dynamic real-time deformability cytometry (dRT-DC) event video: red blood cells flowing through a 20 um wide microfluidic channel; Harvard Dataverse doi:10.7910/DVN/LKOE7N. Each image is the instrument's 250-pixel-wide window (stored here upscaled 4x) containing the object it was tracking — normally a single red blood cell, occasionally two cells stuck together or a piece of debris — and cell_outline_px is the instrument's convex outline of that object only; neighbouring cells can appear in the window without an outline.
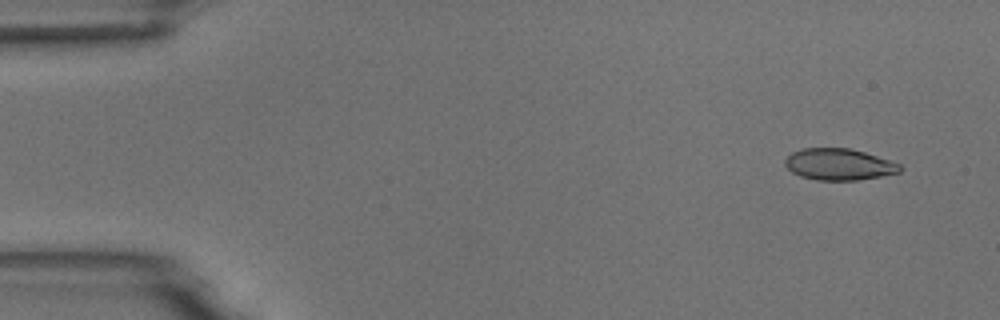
{"species": "common noctule bat (a hibernating species)", "species_latin": "Nyctalus noctula", "temperature_condition": "room temperature", "stored_images_in_passage": 7, "camera_frame_rate_fps": 3000, "um_per_image_px": 0.085, "animal": {"sex": "male", "body_mass_g": 18.8}, "frame": {"image": 1, "passage_image": 2, "time_ms": 1.0, "image_size_px": [1000, 320], "cell_outline_px": [[904, 168], [900, 172], [880, 176], [856, 180], [816, 180], [800, 176], [792, 172], [784, 164], [784, 160], [792, 152], [804, 148], [848, 148], [864, 152], [900, 164]], "centroid_in_image_um": [71.3, 13.97], "position_along_channel_um": 13.7, "area_um2": 20.98}}
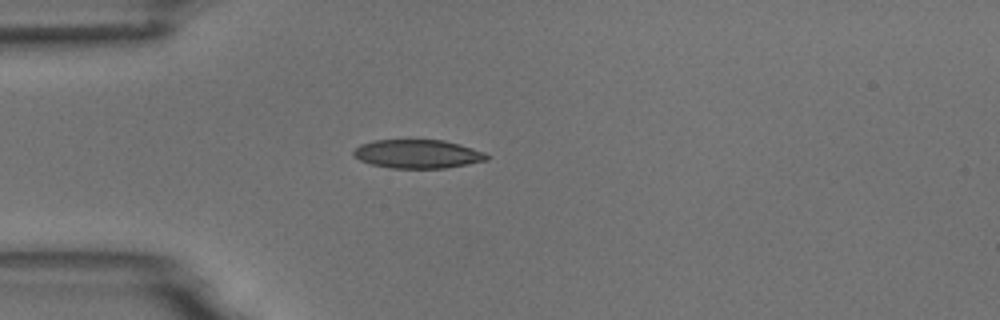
{"frame": {"image": 2, "passage_image": 5, "time_ms": 4.667, "image_size_px": [1000, 320], "cell_outline_px": [[488, 160], [444, 168], [392, 168], [372, 164], [360, 160], [352, 156], [352, 152], [360, 144], [372, 140], [444, 140], [460, 144], [484, 152], [488, 156]], "centroid_in_image_um": [35.47, 13.08], "position_along_channel_um": 49.5, "area_um2": 22.2}}